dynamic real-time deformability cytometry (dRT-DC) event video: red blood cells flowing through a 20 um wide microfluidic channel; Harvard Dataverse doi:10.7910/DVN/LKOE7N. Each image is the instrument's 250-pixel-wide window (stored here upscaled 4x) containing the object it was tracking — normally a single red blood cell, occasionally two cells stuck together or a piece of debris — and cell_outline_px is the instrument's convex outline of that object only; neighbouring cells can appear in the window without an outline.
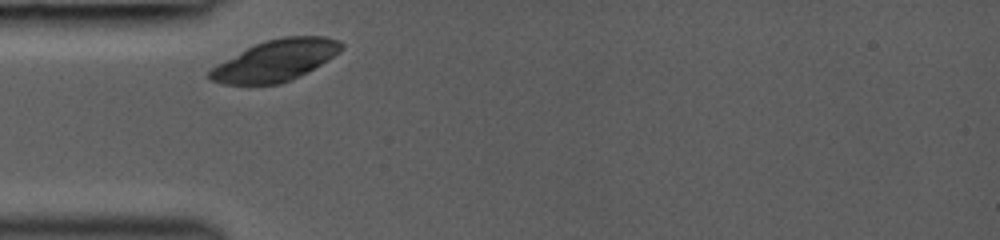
{"species": "common noctule bat (a hibernating species)", "species_latin": "Nyctalus noctula", "temperature_condition": "room temperature", "stored_images_in_passage": 4, "camera_frame_rate_fps": 3000, "um_per_image_px": 0.085, "animal": {"sex": "female", "body_mass_g": 19.0, "forearm_length_mm": 53.3}, "frame": {"image": 1, "passage_image": 1, "time_ms": 0.0, "image_size_px": [1000, 240], "cell_outline_px": [[344, 48], [340, 52], [328, 60], [308, 72], [292, 80], [280, 84], [224, 84], [208, 80], [208, 72], [216, 64], [256, 44], [268, 40], [284, 36], [324, 36], [340, 40], [344, 44]], "centroid_in_image_um": [23.46, 5.14], "position_along_channel_um": 61.5, "area_um2": 31.62}}
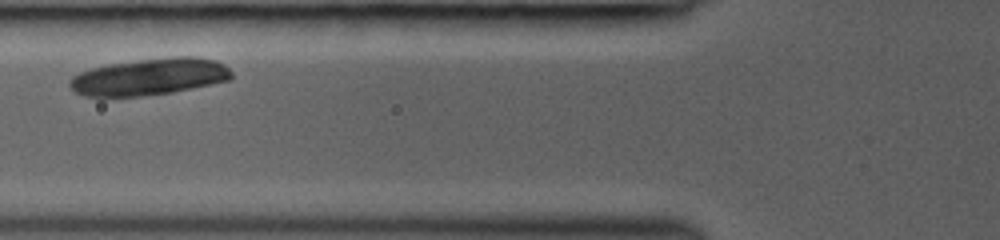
{"frame": {"image": 2, "passage_image": 2, "time_ms": 1.333, "image_size_px": [1000, 240], "cell_outline_px": [[232, 80], [172, 92], [140, 96], [100, 100], [84, 96], [76, 92], [68, 84], [68, 80], [72, 76], [80, 72], [92, 68], [108, 64], [136, 60], [172, 56], [196, 56], [216, 60], [224, 64], [232, 72]], "centroid_in_image_um": [12.65, 6.55], "position_along_channel_um": 113.1, "area_um2": 35.72}}